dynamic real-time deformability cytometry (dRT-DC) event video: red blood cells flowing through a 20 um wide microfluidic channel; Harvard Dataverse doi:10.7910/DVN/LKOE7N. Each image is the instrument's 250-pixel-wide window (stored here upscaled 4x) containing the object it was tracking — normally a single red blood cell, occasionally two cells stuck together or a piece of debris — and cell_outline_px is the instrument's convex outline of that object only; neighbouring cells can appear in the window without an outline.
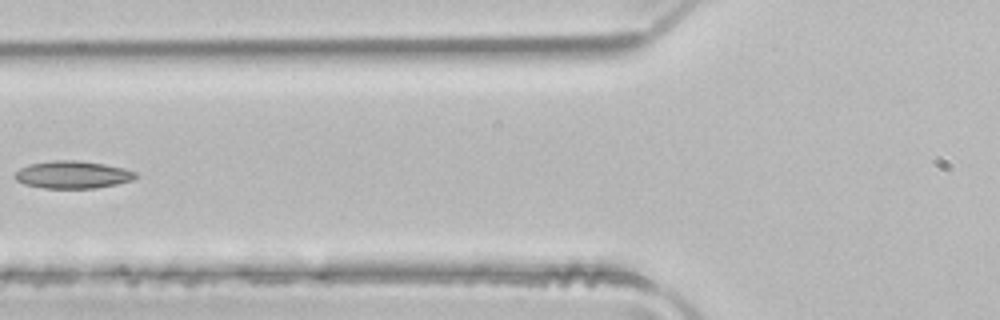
{"species": "common noctule bat (a hibernating species)", "species_latin": "Nyctalus noctula", "temperature_condition": "room temperature", "stored_images_in_passage": 4, "camera_frame_rate_fps": 3000, "um_per_image_px": 0.085, "animal": {"sex": "male", "body_mass_g": 21.5, "forearm_length_mm": 52.0}, "frame": {"image": 1, "passage_image": 4, "time_ms": 1.0, "image_size_px": [1000, 320], "cell_outline_px": [[136, 176], [132, 180], [116, 184], [96, 188], [40, 188], [24, 184], [16, 180], [12, 176], [20, 168], [28, 164], [52, 160], [76, 160], [104, 164], [124, 168], [136, 172]], "centroid_in_image_um": [6.12, 14.85], "position_along_channel_um": 119.7, "area_um2": 19.42}}